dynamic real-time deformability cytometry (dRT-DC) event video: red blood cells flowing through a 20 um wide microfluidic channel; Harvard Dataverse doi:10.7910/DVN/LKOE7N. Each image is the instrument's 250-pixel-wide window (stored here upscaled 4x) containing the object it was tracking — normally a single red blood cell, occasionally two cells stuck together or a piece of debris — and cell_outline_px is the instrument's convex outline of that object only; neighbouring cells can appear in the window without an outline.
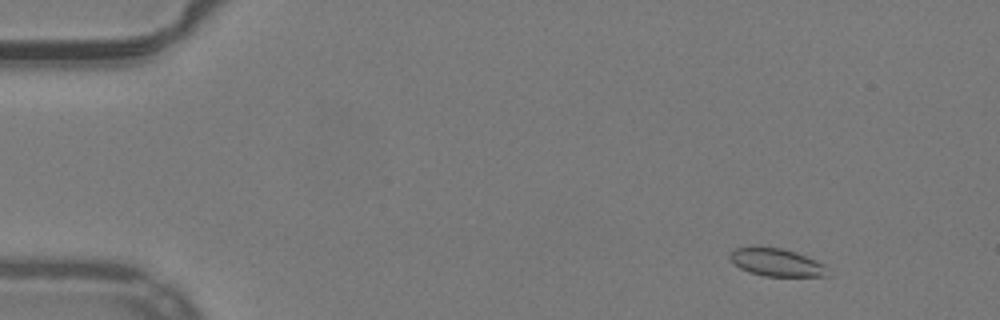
{"species": "common noctule bat (a hibernating species)", "species_latin": "Nyctalus noctula", "temperature_condition": "warm", "stored_images_in_passage": 51, "camera_frame_rate_fps": 3000, "um_per_image_px": 0.085, "animal": {"sex": "male", "body_mass_g": 19.2, "forearm_length_mm": 51.8}, "frame": {"image": 1, "passage_image": 5, "time_ms": 1.333, "image_size_px": [1000, 320], "cell_outline_px": [[828, 276], [764, 276], [748, 272], [740, 268], [728, 256], [736, 248], [752, 244], [780, 248], [796, 252], [816, 260], [824, 264]], "centroid_in_image_um": [65.96, 22.27], "position_along_channel_um": 19.0, "area_um2": 16.01}}
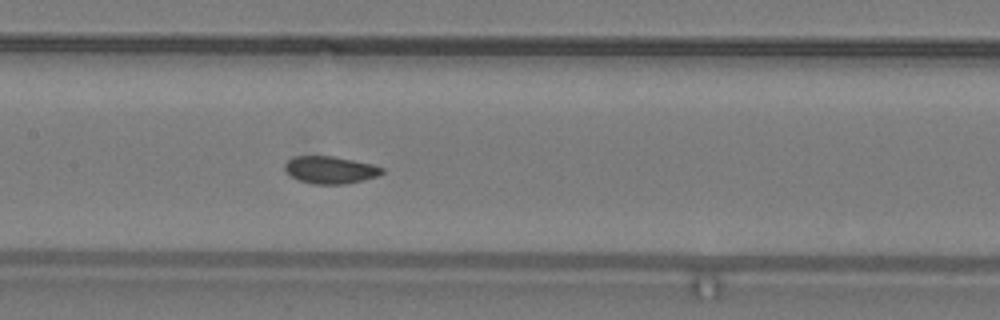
{"frame": {"image": 2, "passage_image": 25, "time_ms": 8.0, "image_size_px": [1000, 320], "cell_outline_px": [[384, 172], [376, 176], [344, 184], [312, 184], [300, 180], [292, 176], [284, 168], [284, 164], [288, 160], [296, 156], [332, 156], [372, 164], [384, 168]], "centroid_in_image_um": [28.06, 14.43], "position_along_channel_um": 179.3, "area_um2": 15.2}}
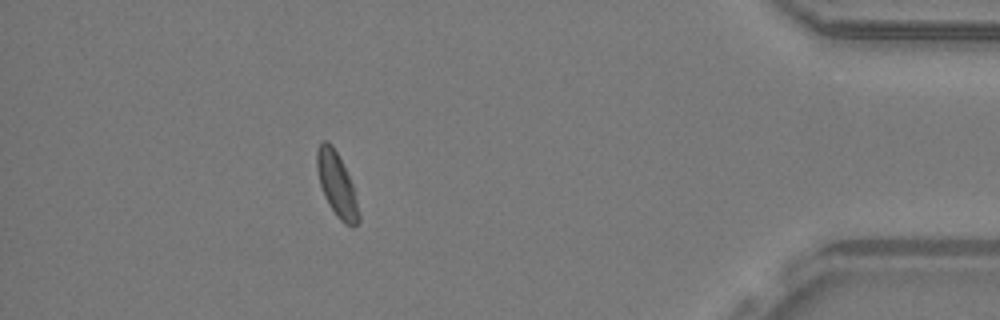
{"frame": {"image": 3, "passage_image": 46, "time_ms": 15.0, "image_size_px": [1000, 320], "cell_outline_px": [[360, 220], [352, 228], [344, 224], [336, 216], [328, 204], [324, 196], [320, 184], [316, 168], [316, 152], [320, 140], [328, 140], [332, 144], [352, 184], [360, 216]], "centroid_in_image_um": [28.59, 15.69], "position_along_channel_um": 406.6, "area_um2": 15.55}}